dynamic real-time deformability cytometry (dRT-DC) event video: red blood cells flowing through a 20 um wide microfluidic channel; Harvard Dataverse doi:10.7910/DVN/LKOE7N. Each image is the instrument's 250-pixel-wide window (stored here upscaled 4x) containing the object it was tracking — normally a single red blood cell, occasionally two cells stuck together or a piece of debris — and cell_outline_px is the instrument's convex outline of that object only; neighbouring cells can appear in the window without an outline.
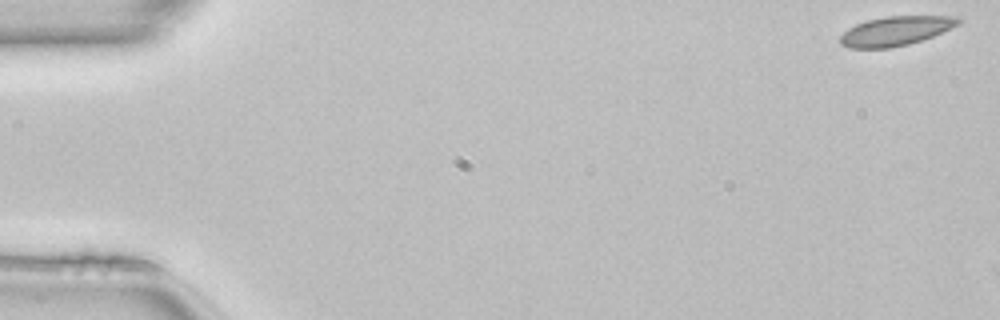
{"species": "common noctule bat (a hibernating species)", "species_latin": "Nyctalus noctula", "temperature_condition": "room temperature", "stored_images_in_passage": 4, "camera_frame_rate_fps": 3000, "um_per_image_px": 0.085, "animal": {"sex": "female", "body_mass_g": 22.7, "forearm_length_mm": 54.2}, "frame": {"image": 1, "passage_image": 1, "time_ms": 0.0, "image_size_px": [1000, 320], "cell_outline_px": [[960, 24], [932, 36], [908, 44], [892, 48], [848, 48], [840, 44], [840, 36], [848, 28], [856, 24], [868, 20], [884, 16], [960, 16]], "centroid_in_image_um": [76.11, 2.63], "position_along_channel_um": 8.9, "area_um2": 20.11}}